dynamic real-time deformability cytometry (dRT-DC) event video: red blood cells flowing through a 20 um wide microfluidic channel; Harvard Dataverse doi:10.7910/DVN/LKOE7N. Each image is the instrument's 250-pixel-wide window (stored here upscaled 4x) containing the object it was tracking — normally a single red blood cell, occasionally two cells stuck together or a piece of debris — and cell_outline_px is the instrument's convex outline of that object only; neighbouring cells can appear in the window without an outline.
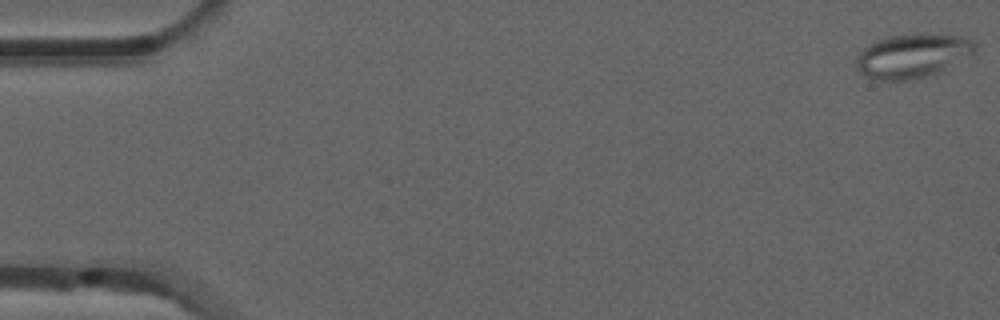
{"species": "common noctule bat (a hibernating species)", "species_latin": "Nyctalus noctula", "temperature_condition": "room temperature", "stored_images_in_passage": 53, "camera_frame_rate_fps": 3000, "um_per_image_px": 0.085, "animal": {"sex": "male", "forearm_length_mm": 52.5}, "frame": {"image": 1, "passage_image": 1, "time_ms": 0.0, "image_size_px": [1000, 320], "cell_outline_px": [[976, 48], [972, 52], [944, 68], [936, 72], [924, 76], [904, 80], [880, 80], [864, 76], [856, 68], [856, 60], [860, 52], [868, 44], [876, 40], [888, 36], [924, 32], [968, 36], [976, 44]], "centroid_in_image_um": [77.52, 4.69], "position_along_channel_um": 7.5, "area_um2": 30.29}}
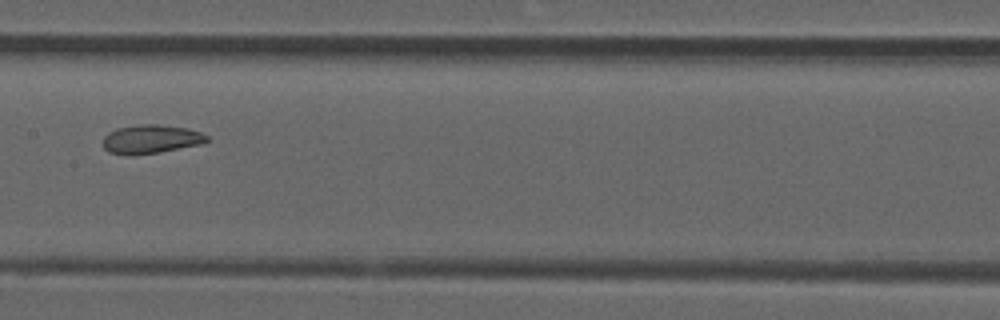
{"frame": {"image": 2, "passage_image": 27, "time_ms": 8.667, "image_size_px": [1000, 320], "cell_outline_px": [[208, 140], [204, 144], [160, 152], [132, 156], [124, 156], [108, 152], [104, 148], [104, 136], [108, 132], [120, 128], [140, 124], [160, 124], [188, 128], [200, 132], [208, 136]], "centroid_in_image_um": [12.84, 11.84], "position_along_channel_um": 194.6, "area_um2": 17.69}}
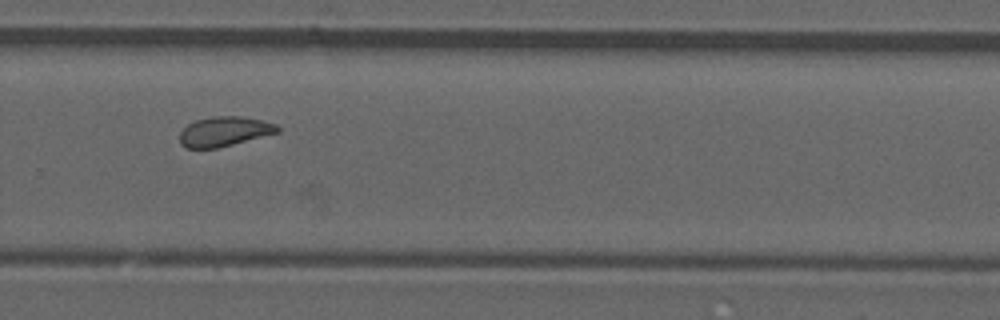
{"frame": {"image": 3, "passage_image": 36, "time_ms": 11.667, "image_size_px": [1000, 320], "cell_outline_px": [[280, 132], [216, 148], [188, 148], [180, 144], [180, 132], [188, 124], [196, 120], [216, 116], [240, 116], [260, 120], [276, 124], [280, 128]], "centroid_in_image_um": [19.07, 11.17], "position_along_channel_um": 310.7, "area_um2": 16.7}, "authors_computed_cell_mechanics": {"area_um2": 18.0914, "velocity_mm_per_s": 3.8839, "shape_relaxation_time_tau1_ms": null, "shape_relaxation_time_tau2_ms": 1.8502, "deformation_change_tau1": null, "deformation_change_tau2": 0.0741}}